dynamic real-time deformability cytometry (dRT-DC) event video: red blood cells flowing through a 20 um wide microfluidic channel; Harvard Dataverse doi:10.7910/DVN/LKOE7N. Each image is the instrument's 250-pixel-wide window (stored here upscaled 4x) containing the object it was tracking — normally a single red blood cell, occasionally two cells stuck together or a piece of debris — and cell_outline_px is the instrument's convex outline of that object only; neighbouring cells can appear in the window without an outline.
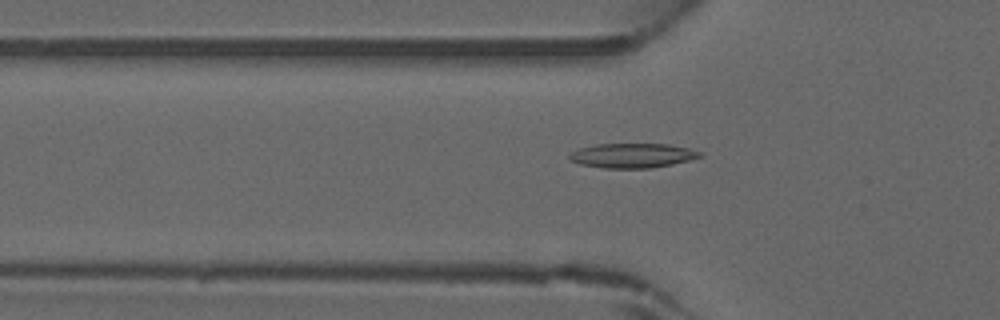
{"species": "common noctule bat (a hibernating species)", "species_latin": "Nyctalus noctula", "temperature_condition": "warm", "stored_images_in_passage": 28, "camera_frame_rate_fps": 3000, "um_per_image_px": 0.085, "animal": {"sex": "male", "forearm_length_mm": 52.5}, "frame": {"image": 1, "passage_image": 7, "time_ms": 2.0, "image_size_px": [1000, 320], "cell_outline_px": [[704, 156], [672, 164], [652, 168], [604, 168], [580, 164], [572, 160], [568, 156], [572, 152], [580, 148], [596, 144], [668, 144], [688, 148], [700, 152]], "centroid_in_image_um": [53.77, 13.22], "position_along_channel_um": 72.0, "area_um2": 18.5}}
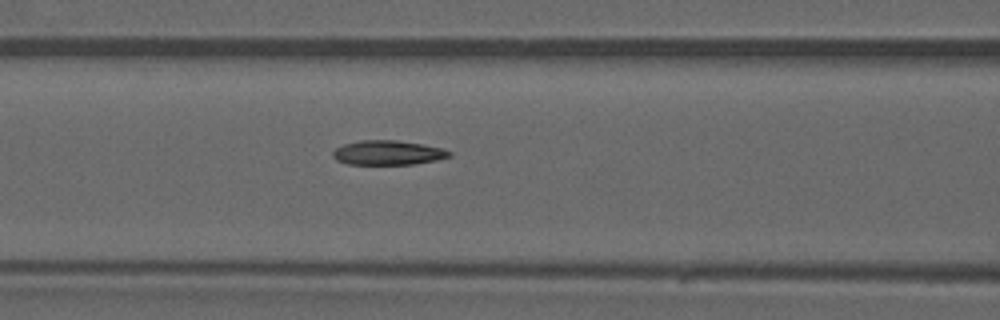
{"frame": {"image": 2, "passage_image": 11, "time_ms": 3.333, "image_size_px": [1000, 320], "cell_outline_px": [[452, 156], [436, 160], [412, 164], [348, 164], [336, 160], [332, 156], [332, 152], [336, 148], [344, 144], [360, 140], [396, 140], [424, 144], [440, 148], [452, 152]], "centroid_in_image_um": [32.96, 12.98], "position_along_channel_um": 133.6, "area_um2": 16.59}}
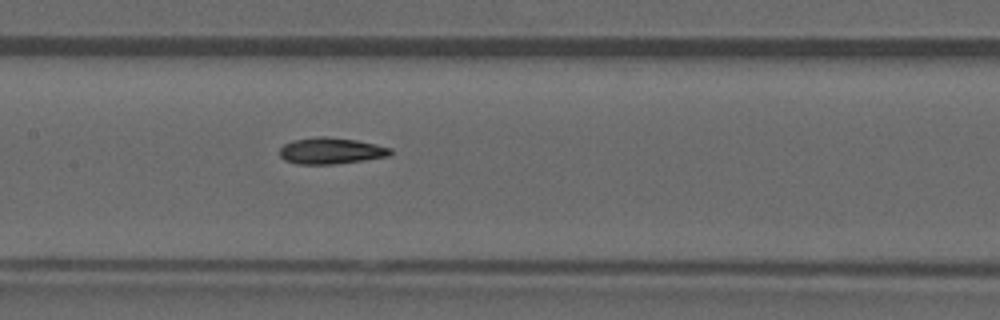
{"frame": {"image": 3, "passage_image": 14, "time_ms": 4.333, "image_size_px": [1000, 320], "cell_outline_px": [[392, 152], [388, 156], [364, 160], [336, 164], [296, 164], [284, 160], [280, 156], [280, 148], [284, 144], [292, 140], [316, 136], [328, 136], [356, 140], [376, 144], [392, 148]], "centroid_in_image_um": [28.11, 12.81], "position_along_channel_um": 179.3, "area_um2": 17.17}}